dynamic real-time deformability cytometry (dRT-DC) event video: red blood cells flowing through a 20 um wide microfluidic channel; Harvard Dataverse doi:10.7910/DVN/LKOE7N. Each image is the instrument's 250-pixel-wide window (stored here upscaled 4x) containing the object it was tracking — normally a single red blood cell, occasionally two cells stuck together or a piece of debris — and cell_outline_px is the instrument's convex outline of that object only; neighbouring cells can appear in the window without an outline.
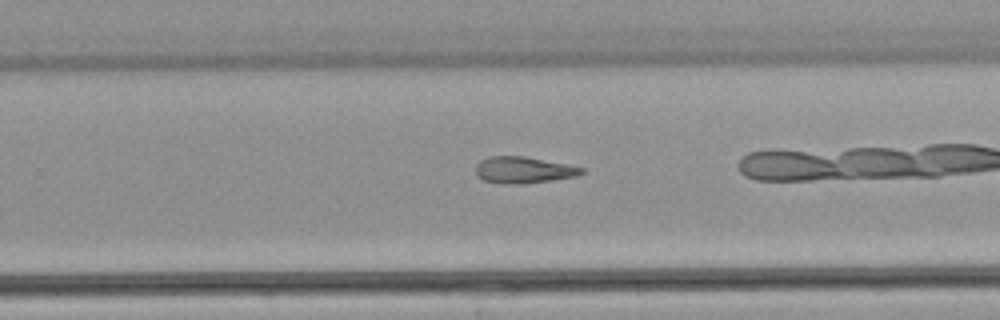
{"species": "common noctule bat (a hibernating species)", "species_latin": "Nyctalus noctula", "temperature_condition": "warm", "stored_images_in_passage": 20, "camera_frame_rate_fps": 3000, "um_per_image_px": 0.085, "animal": {"sex": "male", "body_mass_g": 21.5, "forearm_length_mm": 52.0}, "frame": {"image": 1, "passage_image": 15, "time_ms": 4.667, "image_size_px": [1000, 320], "cell_outline_px": [[584, 172], [576, 176], [520, 184], [504, 184], [484, 180], [476, 172], [476, 164], [480, 160], [488, 156], [524, 156], [584, 168]], "centroid_in_image_um": [44.45, 14.44], "position_along_channel_um": 285.3, "area_um2": 16.01}}